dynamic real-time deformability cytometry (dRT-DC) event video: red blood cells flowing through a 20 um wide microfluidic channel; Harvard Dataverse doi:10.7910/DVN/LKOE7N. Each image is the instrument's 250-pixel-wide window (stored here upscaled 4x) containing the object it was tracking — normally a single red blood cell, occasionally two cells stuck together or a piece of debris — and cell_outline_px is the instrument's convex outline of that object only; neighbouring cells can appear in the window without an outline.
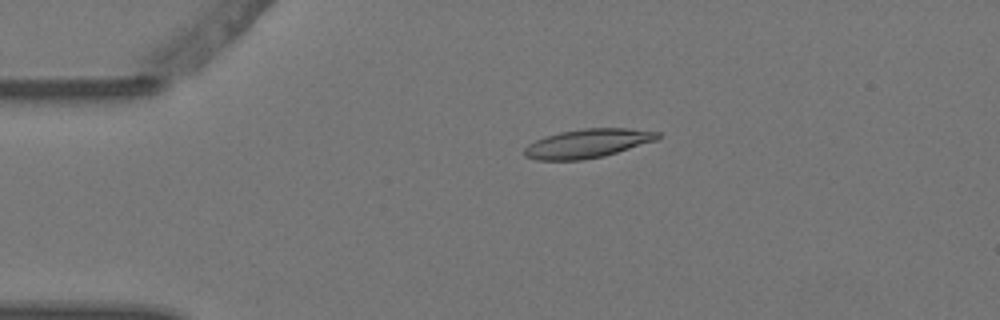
{"species": "Egyptian fruit bat (a non-hibernating species)", "species_latin": "Rousettus aegyptiacus", "temperature_condition": "warm", "stored_images_in_passage": 5, "camera_frame_rate_fps": 3000, "um_per_image_px": 0.085, "animal": {"sex": "female"}, "frame": {"image": 1, "passage_image": 4, "time_ms": 1.0, "image_size_px": [1000, 320], "cell_outline_px": [[660, 136], [656, 140], [604, 156], [580, 160], [536, 160], [524, 156], [524, 148], [528, 144], [536, 140], [560, 132], [584, 128], [628, 128], [660, 132]], "centroid_in_image_um": [49.93, 12.19], "position_along_channel_um": 35.1, "area_um2": 22.25}}